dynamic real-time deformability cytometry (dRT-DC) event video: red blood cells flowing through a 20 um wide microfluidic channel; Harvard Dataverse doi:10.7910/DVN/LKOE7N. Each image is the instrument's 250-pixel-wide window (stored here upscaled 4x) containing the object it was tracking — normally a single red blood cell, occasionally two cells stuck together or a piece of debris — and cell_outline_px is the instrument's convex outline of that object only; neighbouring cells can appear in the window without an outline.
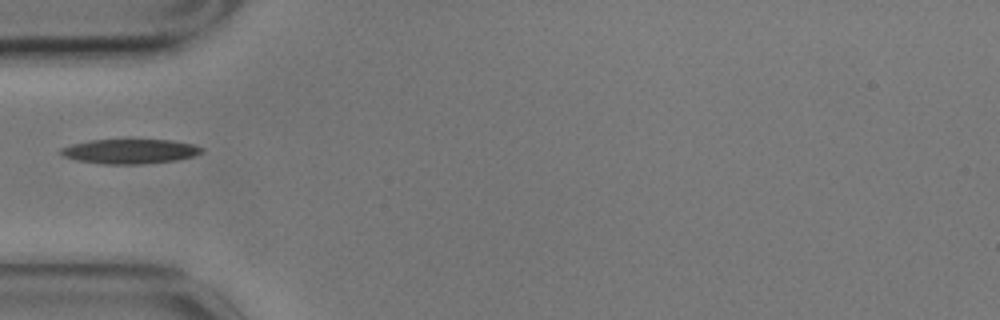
{"species": "common noctule bat (a hibernating species)", "species_latin": "Nyctalus noctula", "temperature_condition": "cold", "stored_images_in_passage": 38, "camera_frame_rate_fps": 3000, "um_per_image_px": 0.085, "animal": {"sex": "male", "body_mass_g": 17.9}, "frame": {"image": 1, "passage_image": 1, "time_ms": 0.0, "image_size_px": [1000, 320], "cell_outline_px": [[204, 152], [192, 156], [176, 160], [136, 164], [104, 164], [76, 160], [64, 156], [60, 152], [60, 148], [72, 144], [88, 140], [124, 136], [128, 136], [172, 140], [192, 144], [204, 148]], "centroid_in_image_um": [11.03, 12.79], "position_along_channel_um": 74.0, "area_um2": 21.33}}